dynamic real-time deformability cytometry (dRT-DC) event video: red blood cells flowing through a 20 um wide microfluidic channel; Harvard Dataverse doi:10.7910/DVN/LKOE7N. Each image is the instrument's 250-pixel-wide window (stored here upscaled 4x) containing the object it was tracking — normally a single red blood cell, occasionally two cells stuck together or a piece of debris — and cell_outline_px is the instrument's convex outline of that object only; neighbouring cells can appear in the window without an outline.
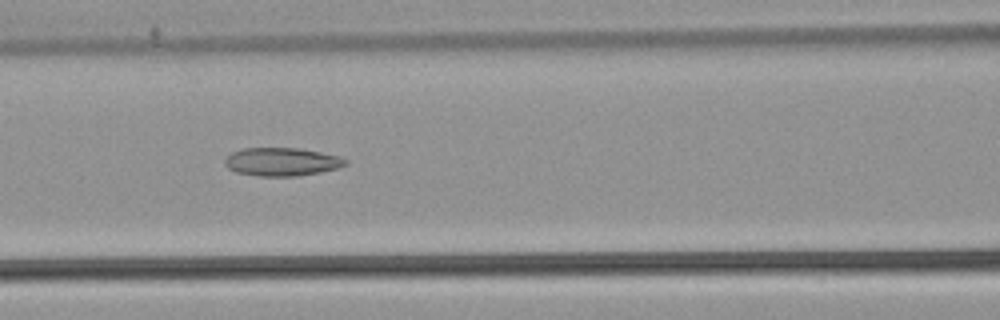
{"species": "common noctule bat (a hibernating species)", "species_latin": "Nyctalus noctula", "temperature_condition": "warm", "stored_images_in_passage": 8, "camera_frame_rate_fps": 3000, "um_per_image_px": 0.085, "animal": {"sex": "male", "body_mass_g": 21.5, "forearm_length_mm": 52.0}, "frame": {"image": 1, "passage_image": 6, "time_ms": 1.667, "image_size_px": [1000, 320], "cell_outline_px": [[348, 164], [336, 168], [320, 172], [296, 176], [260, 176], [236, 172], [228, 168], [224, 164], [224, 160], [232, 152], [244, 148], [300, 148], [340, 156], [348, 160]], "centroid_in_image_um": [23.96, 13.75], "position_along_channel_um": 142.6, "area_um2": 19.83}}